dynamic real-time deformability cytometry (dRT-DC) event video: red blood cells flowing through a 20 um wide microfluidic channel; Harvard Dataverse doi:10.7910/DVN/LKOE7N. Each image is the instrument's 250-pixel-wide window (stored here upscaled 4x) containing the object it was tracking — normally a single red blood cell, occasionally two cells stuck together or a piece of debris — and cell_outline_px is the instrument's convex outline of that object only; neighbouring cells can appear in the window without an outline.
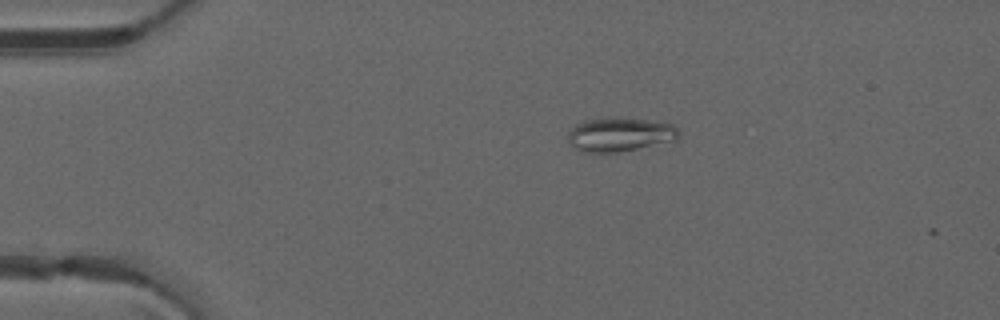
{"species": "common noctule bat (a hibernating species)", "species_latin": "Nyctalus noctula", "temperature_condition": "warm", "stored_images_in_passage": 4, "camera_frame_rate_fps": 3000, "um_per_image_px": 0.085, "animal": {"sex": "male", "forearm_length_mm": 52.5}, "frame": {"image": 1, "passage_image": 1, "time_ms": 0.0, "image_size_px": [1000, 320], "cell_outline_px": [[680, 136], [676, 140], [616, 152], [588, 152], [576, 148], [568, 144], [568, 132], [576, 124], [584, 120], [616, 116], [648, 120], [672, 124], [680, 132]], "centroid_in_image_um": [52.67, 11.4], "position_along_channel_um": 32.3, "area_um2": 21.91}}